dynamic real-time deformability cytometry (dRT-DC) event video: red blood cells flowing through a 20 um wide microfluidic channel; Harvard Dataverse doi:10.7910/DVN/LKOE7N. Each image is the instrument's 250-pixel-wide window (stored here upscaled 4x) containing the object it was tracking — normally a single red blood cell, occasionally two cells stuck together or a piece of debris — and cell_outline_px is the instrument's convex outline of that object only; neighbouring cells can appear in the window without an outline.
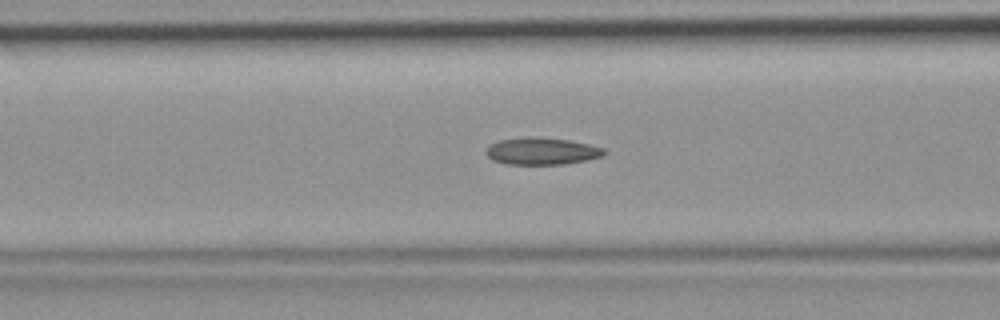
{"species": "common noctule bat (a hibernating species)", "species_latin": "Nyctalus noctula", "temperature_condition": "room temperature", "stored_images_in_passage": 47, "camera_frame_rate_fps": 3000, "um_per_image_px": 0.085, "animal": {"sex": "female", "body_mass_g": 19.9}, "frame": {"image": 1, "passage_image": 19, "time_ms": 6.0, "image_size_px": [1000, 320], "cell_outline_px": [[604, 156], [564, 164], [508, 164], [492, 160], [484, 152], [488, 144], [500, 140], [568, 140], [588, 144], [604, 148]], "centroid_in_image_um": [46.04, 12.9], "position_along_channel_um": 120.6, "area_um2": 17.57}}
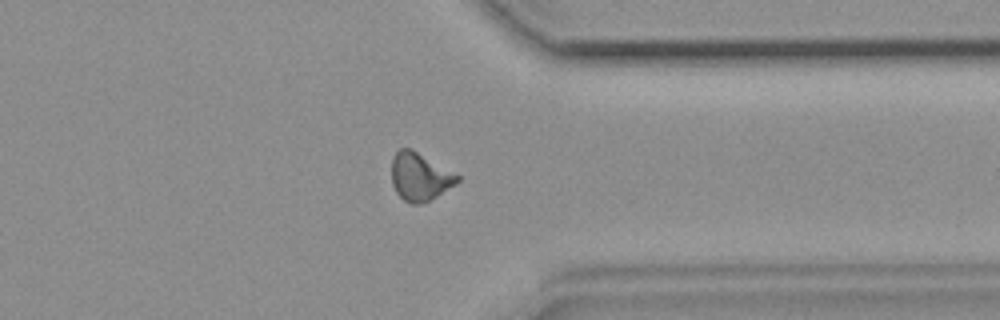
{"frame": {"image": 2, "passage_image": 37, "time_ms": 12.0, "image_size_px": [1000, 320], "cell_outline_px": [[460, 180], [456, 184], [436, 196], [420, 204], [412, 204], [404, 200], [396, 192], [392, 184], [392, 156], [400, 148], [412, 148], [460, 176]], "centroid_in_image_um": [35.67, 15.0], "position_along_channel_um": 375.7, "area_um2": 18.26}}
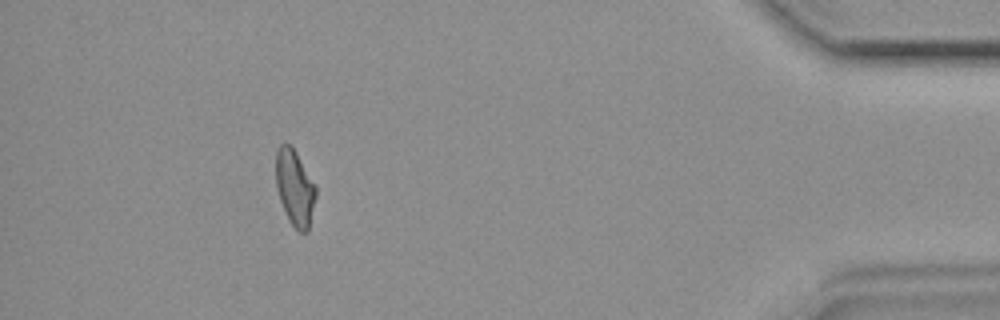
{"frame": {"image": 3, "passage_image": 43, "time_ms": 14.0, "image_size_px": [1000, 320], "cell_outline_px": [[316, 196], [308, 232], [300, 232], [288, 220], [280, 200], [276, 188], [276, 152], [280, 144], [292, 144], [316, 188]], "centroid_in_image_um": [25.05, 15.95], "position_along_channel_um": 410.2, "area_um2": 17.57}}